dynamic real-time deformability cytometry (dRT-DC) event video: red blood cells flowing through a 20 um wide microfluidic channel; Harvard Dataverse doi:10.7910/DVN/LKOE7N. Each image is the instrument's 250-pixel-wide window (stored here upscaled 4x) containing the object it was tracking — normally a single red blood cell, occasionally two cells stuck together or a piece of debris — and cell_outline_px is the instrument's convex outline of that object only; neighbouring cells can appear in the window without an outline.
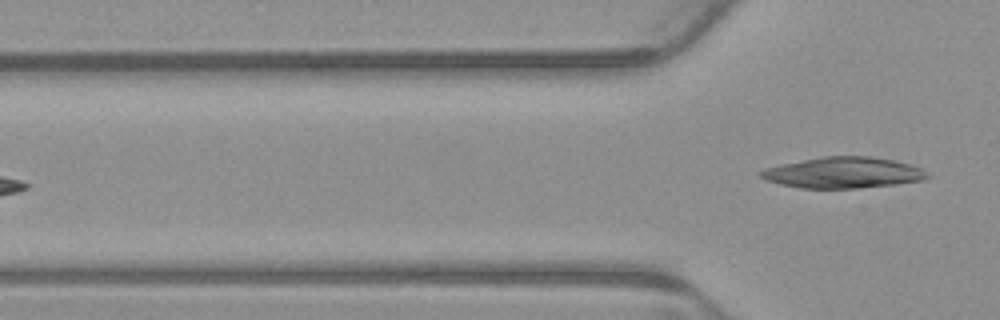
{"species": "common noctule bat (a hibernating species)", "species_latin": "Nyctalus noctula", "temperature_condition": "warm", "stored_images_in_passage": 5, "camera_frame_rate_fps": 3000, "um_per_image_px": 0.085, "animal": {"sex": "male", "body_mass_g": 23.1, "forearm_length_mm": 52.7}, "frame": {"image": 1, "passage_image": 5, "time_ms": 1.333, "image_size_px": [1000, 320], "cell_outline_px": [[932, 176], [924, 180], [896, 184], [860, 188], [800, 188], [780, 184], [768, 180], [760, 176], [756, 172], [764, 168], [780, 164], [820, 156], [872, 156], [912, 164], [928, 172]], "centroid_in_image_um": [71.68, 14.67], "position_along_channel_um": 54.1, "area_um2": 30.4}}